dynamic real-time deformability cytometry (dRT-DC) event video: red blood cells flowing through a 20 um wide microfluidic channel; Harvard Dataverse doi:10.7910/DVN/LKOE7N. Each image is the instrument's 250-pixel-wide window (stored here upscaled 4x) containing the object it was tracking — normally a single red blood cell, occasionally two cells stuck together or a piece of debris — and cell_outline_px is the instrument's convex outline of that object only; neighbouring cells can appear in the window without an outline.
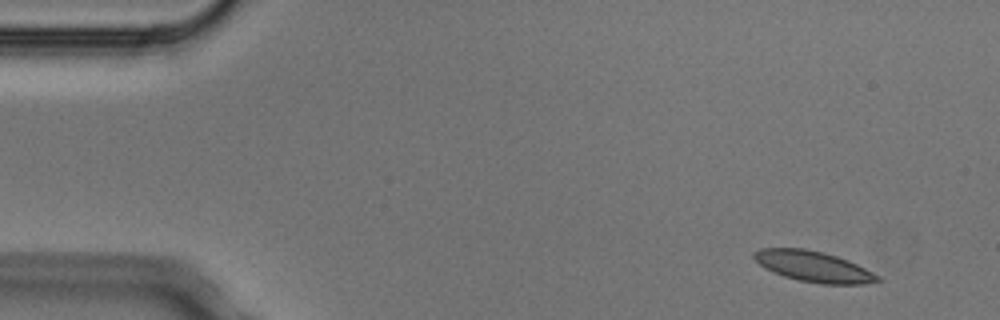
{"species": "Egyptian fruit bat (a non-hibernating species)", "species_latin": "Rousettus aegyptiacus", "temperature_condition": "cold", "stored_images_in_passage": 4, "camera_frame_rate_fps": 3000, "um_per_image_px": 0.085, "animal": {"sex": "male"}, "frame": {"image": 1, "passage_image": 2, "time_ms": 0.333, "image_size_px": [1000, 320], "cell_outline_px": [[884, 280], [864, 284], [820, 284], [800, 280], [784, 276], [772, 272], [764, 268], [752, 256], [752, 252], [760, 248], [804, 248], [824, 252], [848, 260], [880, 276]], "centroid_in_image_um": [69.14, 22.65], "position_along_channel_um": 15.9, "area_um2": 22.2}}
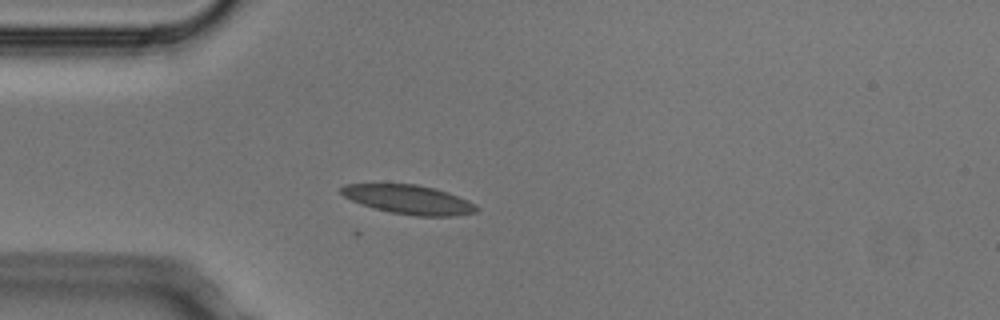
{"frame": {"image": 2, "passage_image": 4, "time_ms": 1.0, "image_size_px": [1000, 320], "cell_outline_px": [[480, 208], [476, 212], [452, 216], [416, 216], [388, 212], [372, 208], [360, 204], [344, 196], [340, 192], [340, 188], [344, 184], [416, 184], [448, 192], [468, 200]], "centroid_in_image_um": [34.73, 16.97], "position_along_channel_um": 50.3, "area_um2": 22.95}}